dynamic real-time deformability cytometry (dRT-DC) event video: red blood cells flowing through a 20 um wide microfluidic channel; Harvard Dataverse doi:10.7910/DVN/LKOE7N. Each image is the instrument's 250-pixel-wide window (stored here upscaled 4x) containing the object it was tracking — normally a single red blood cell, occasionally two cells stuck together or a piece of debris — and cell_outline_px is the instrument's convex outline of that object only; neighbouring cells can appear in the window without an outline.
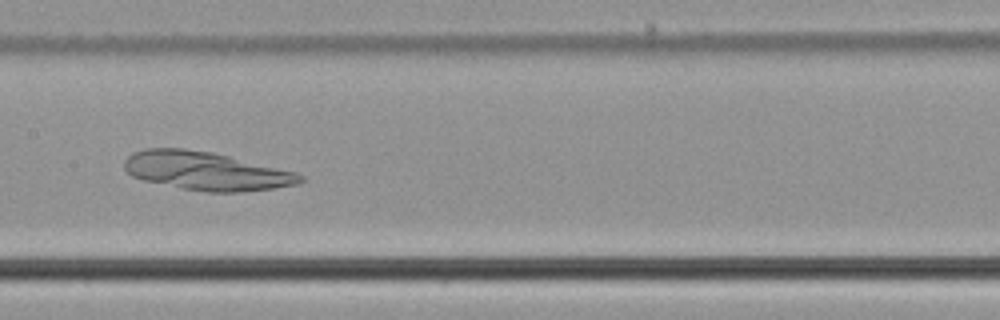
{"species": "common noctule bat (a hibernating species)", "species_latin": "Nyctalus noctula", "temperature_condition": "cold", "stored_images_in_passage": 9, "segment_of_instrument_passage": [1, 2], "camera_frame_rate_fps": 3000, "um_per_image_px": 0.085, "animal": {"sex": "male", "body_mass_g": 21.5, "forearm_length_mm": 52.0}, "frame": {"image": 1, "passage_image": 7, "time_ms": 2.0, "image_size_px": [1000, 320], "cell_outline_px": [[304, 180], [300, 184], [276, 188], [240, 192], [204, 192], [180, 188], [144, 180], [132, 176], [124, 168], [124, 160], [132, 152], [144, 148], [184, 148], [212, 152], [296, 172], [304, 176]], "centroid_in_image_um": [17.52, 14.54], "position_along_channel_um": 189.9, "area_um2": 39.54}}
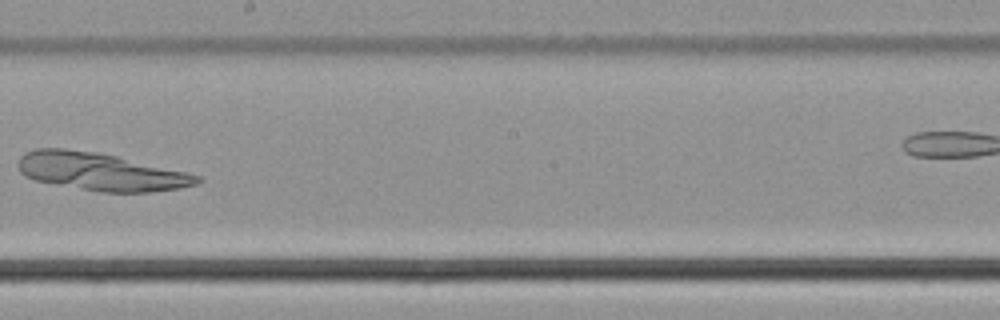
{"frame": {"image": 2, "passage_image": 8, "time_ms": 2.333, "image_size_px": [1000, 320], "cell_outline_px": [[204, 180], [196, 184], [180, 188], [152, 192], [100, 192], [36, 180], [24, 176], [20, 172], [16, 164], [20, 156], [24, 152], [36, 148], [64, 148], [100, 152], [184, 172], [200, 176]], "centroid_in_image_um": [8.51, 14.58], "position_along_channel_um": 239.7, "area_um2": 39.3}}